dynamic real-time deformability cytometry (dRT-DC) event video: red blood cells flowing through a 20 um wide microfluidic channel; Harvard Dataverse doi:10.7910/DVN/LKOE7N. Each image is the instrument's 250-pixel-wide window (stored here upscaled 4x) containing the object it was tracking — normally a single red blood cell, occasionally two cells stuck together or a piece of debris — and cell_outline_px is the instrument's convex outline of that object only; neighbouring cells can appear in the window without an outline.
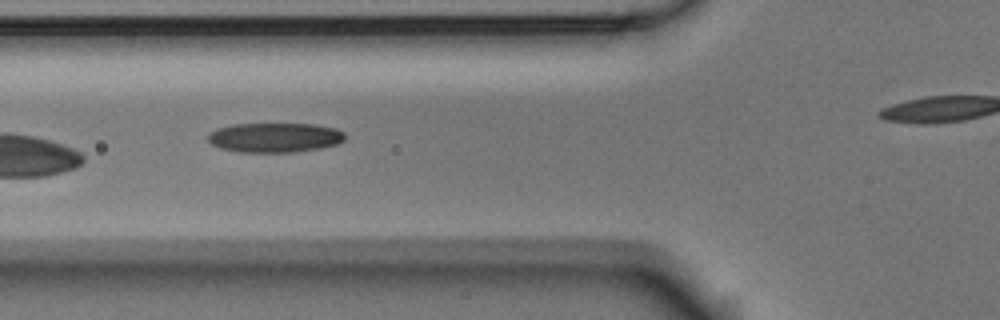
{"species": "Egyptian fruit bat (a non-hibernating species)", "species_latin": "Rousettus aegyptiacus", "temperature_condition": "room temperature", "stored_images_in_passage": 7, "segment_of_instrument_passage": [1, 2], "camera_frame_rate_fps": 3000, "um_per_image_px": 0.085, "animal": {"sex": "male"}, "frame": {"image": 1, "passage_image": 5, "time_ms": 1.333, "image_size_px": [1000, 320], "cell_outline_px": [[344, 140], [336, 144], [320, 148], [292, 152], [240, 152], [220, 148], [212, 144], [208, 140], [208, 132], [216, 128], [232, 124], [316, 124], [336, 128], [344, 132]], "centroid_in_image_um": [23.33, 11.68], "position_along_channel_um": 102.5, "area_um2": 23.7}}
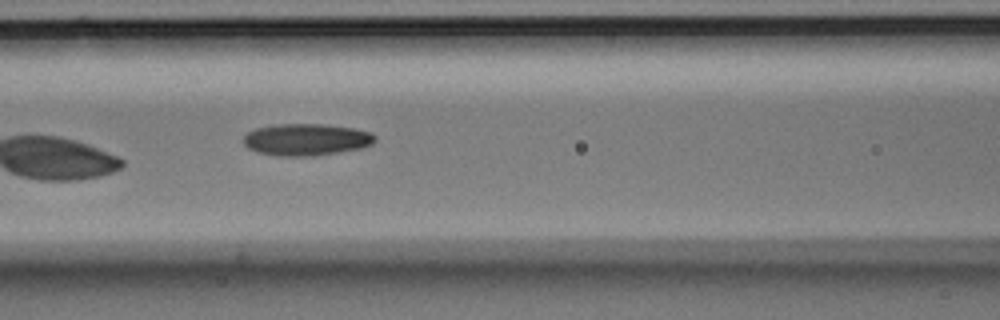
{"frame": {"image": 2, "passage_image": 6, "time_ms": 1.667, "image_size_px": [1000, 320], "cell_outline_px": [[376, 140], [372, 144], [360, 148], [312, 156], [276, 156], [260, 152], [248, 148], [244, 144], [244, 136], [248, 132], [256, 128], [272, 124], [324, 124], [352, 128], [372, 132], [376, 136]], "centroid_in_image_um": [26.03, 11.85], "position_along_channel_um": 140.6, "area_um2": 24.39}}